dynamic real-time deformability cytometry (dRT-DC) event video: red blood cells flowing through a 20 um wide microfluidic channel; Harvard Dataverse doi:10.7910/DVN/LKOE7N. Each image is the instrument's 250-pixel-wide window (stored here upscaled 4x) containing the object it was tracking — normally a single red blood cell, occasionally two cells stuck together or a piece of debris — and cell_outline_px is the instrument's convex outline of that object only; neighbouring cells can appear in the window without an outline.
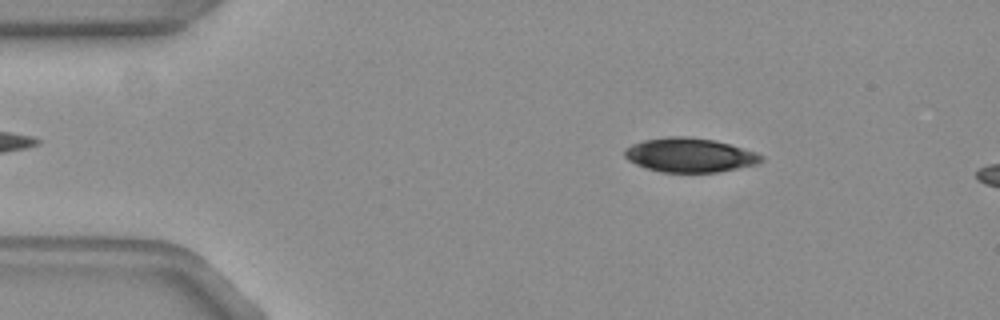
{"species": "common noctule bat (a hibernating species)", "species_latin": "Nyctalus noctula", "temperature_condition": "warm", "stored_images_in_passage": 13, "camera_frame_rate_fps": 3000, "um_per_image_px": 0.085, "animal": {"sex": "female", "body_mass_g": 19.3, "forearm_length_mm": 54.1}, "frame": {"image": 1, "passage_image": 8, "time_ms": 2.333, "image_size_px": [1000, 320], "cell_outline_px": [[764, 160], [756, 164], [716, 172], [660, 172], [644, 168], [628, 160], [624, 156], [624, 148], [632, 144], [644, 140], [668, 136], [688, 136], [712, 140], [728, 144], [756, 152], [764, 156]], "centroid_in_image_um": [58.58, 13.18], "position_along_channel_um": 26.4, "area_um2": 27.17}}